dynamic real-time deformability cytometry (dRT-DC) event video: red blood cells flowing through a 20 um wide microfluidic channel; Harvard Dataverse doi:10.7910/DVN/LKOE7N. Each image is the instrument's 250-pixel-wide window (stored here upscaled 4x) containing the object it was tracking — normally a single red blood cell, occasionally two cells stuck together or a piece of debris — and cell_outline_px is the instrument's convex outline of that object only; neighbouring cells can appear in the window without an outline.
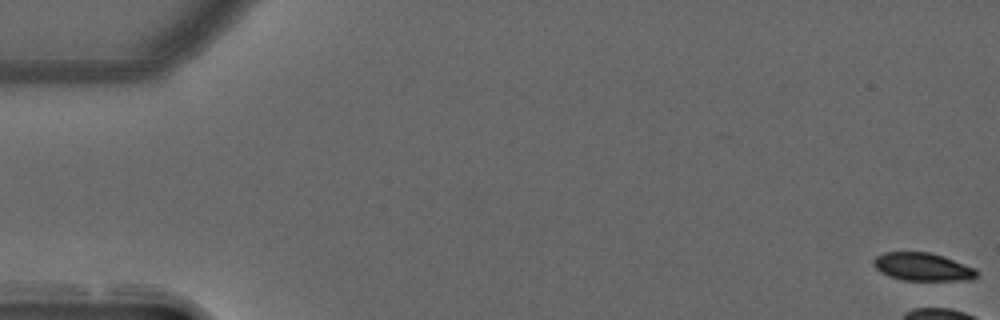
{"species": "common noctule bat (a hibernating species)", "species_latin": "Nyctalus noctula", "temperature_condition": "warm", "stored_images_in_passage": 7, "camera_frame_rate_fps": 3000, "um_per_image_px": 0.085, "animal": {"sex": "male", "forearm_length_mm": 52.5}, "frame": {"image": 1, "passage_image": 1, "time_ms": 0.0, "image_size_px": [1000, 320], "cell_outline_px": [[980, 272], [972, 280], [904, 280], [888, 276], [880, 272], [872, 264], [872, 260], [876, 256], [884, 252], [928, 252], [944, 256], [976, 268]], "centroid_in_image_um": [78.43, 22.68], "position_along_channel_um": 6.6, "area_um2": 16.99}}